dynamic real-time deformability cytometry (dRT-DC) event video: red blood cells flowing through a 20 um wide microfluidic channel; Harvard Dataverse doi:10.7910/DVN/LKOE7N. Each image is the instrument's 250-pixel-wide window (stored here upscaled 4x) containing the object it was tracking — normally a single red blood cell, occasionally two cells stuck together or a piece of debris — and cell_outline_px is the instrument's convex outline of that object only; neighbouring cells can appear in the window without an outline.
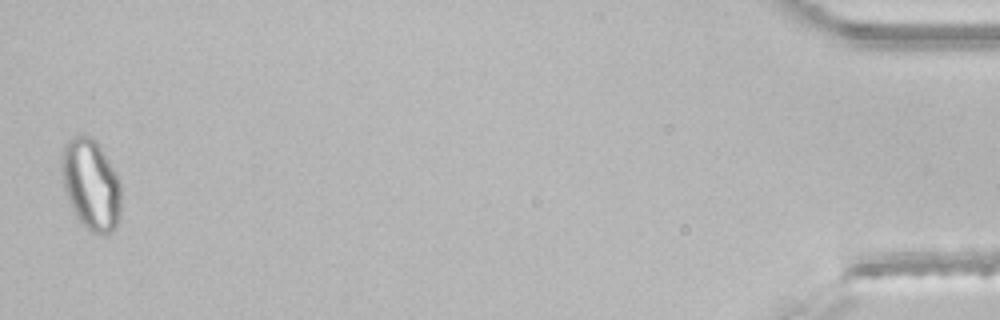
{"species": "common noctule bat (a hibernating species)", "species_latin": "Nyctalus noctula", "temperature_condition": "room temperature", "stored_images_in_passage": 47, "segment_of_instrument_passage": [2, 2], "camera_frame_rate_fps": 3000, "um_per_image_px": 0.085, "animal": {"sex": "male", "body_mass_g": 21.5, "forearm_length_mm": 52.0}, "frame": {"image": 1, "passage_image": 47, "time_ms": 15.333, "image_size_px": [1000, 320], "cell_outline_px": [[120, 212], [116, 228], [108, 236], [104, 236], [88, 232], [80, 224], [64, 192], [64, 144], [72, 136], [92, 136], [96, 140], [116, 172], [120, 184]], "centroid_in_image_um": [7.77, 15.77], "position_along_channel_um": 427.4, "area_um2": 31.44}}